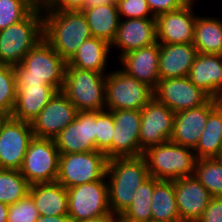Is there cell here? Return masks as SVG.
Instances as JSON below:
<instances>
[{
    "mask_svg": "<svg viewBox=\"0 0 222 222\" xmlns=\"http://www.w3.org/2000/svg\"><path fill=\"white\" fill-rule=\"evenodd\" d=\"M150 177L143 155L108 159L106 180L108 203L117 219L131 205L135 191Z\"/></svg>",
    "mask_w": 222,
    "mask_h": 222,
    "instance_id": "obj_1",
    "label": "cell"
},
{
    "mask_svg": "<svg viewBox=\"0 0 222 222\" xmlns=\"http://www.w3.org/2000/svg\"><path fill=\"white\" fill-rule=\"evenodd\" d=\"M67 62L42 38L14 66L16 86H53L62 91Z\"/></svg>",
    "mask_w": 222,
    "mask_h": 222,
    "instance_id": "obj_2",
    "label": "cell"
},
{
    "mask_svg": "<svg viewBox=\"0 0 222 222\" xmlns=\"http://www.w3.org/2000/svg\"><path fill=\"white\" fill-rule=\"evenodd\" d=\"M43 39L68 62L81 44L92 37L82 10L42 11Z\"/></svg>",
    "mask_w": 222,
    "mask_h": 222,
    "instance_id": "obj_3",
    "label": "cell"
},
{
    "mask_svg": "<svg viewBox=\"0 0 222 222\" xmlns=\"http://www.w3.org/2000/svg\"><path fill=\"white\" fill-rule=\"evenodd\" d=\"M43 38V12L37 5L23 20L0 30V63L19 65Z\"/></svg>",
    "mask_w": 222,
    "mask_h": 222,
    "instance_id": "obj_4",
    "label": "cell"
},
{
    "mask_svg": "<svg viewBox=\"0 0 222 222\" xmlns=\"http://www.w3.org/2000/svg\"><path fill=\"white\" fill-rule=\"evenodd\" d=\"M148 173L158 180H177L194 175L196 155L189 147L168 141L143 152Z\"/></svg>",
    "mask_w": 222,
    "mask_h": 222,
    "instance_id": "obj_5",
    "label": "cell"
},
{
    "mask_svg": "<svg viewBox=\"0 0 222 222\" xmlns=\"http://www.w3.org/2000/svg\"><path fill=\"white\" fill-rule=\"evenodd\" d=\"M62 92L78 111L104 110L106 75L96 71L66 67Z\"/></svg>",
    "mask_w": 222,
    "mask_h": 222,
    "instance_id": "obj_6",
    "label": "cell"
},
{
    "mask_svg": "<svg viewBox=\"0 0 222 222\" xmlns=\"http://www.w3.org/2000/svg\"><path fill=\"white\" fill-rule=\"evenodd\" d=\"M153 97L151 87L121 68L106 74V110H142Z\"/></svg>",
    "mask_w": 222,
    "mask_h": 222,
    "instance_id": "obj_7",
    "label": "cell"
},
{
    "mask_svg": "<svg viewBox=\"0 0 222 222\" xmlns=\"http://www.w3.org/2000/svg\"><path fill=\"white\" fill-rule=\"evenodd\" d=\"M59 157L54 139L33 137L19 171L30 185L55 182L59 173Z\"/></svg>",
    "mask_w": 222,
    "mask_h": 222,
    "instance_id": "obj_8",
    "label": "cell"
},
{
    "mask_svg": "<svg viewBox=\"0 0 222 222\" xmlns=\"http://www.w3.org/2000/svg\"><path fill=\"white\" fill-rule=\"evenodd\" d=\"M108 158L101 151L60 154L57 182L66 189L98 181L106 175Z\"/></svg>",
    "mask_w": 222,
    "mask_h": 222,
    "instance_id": "obj_9",
    "label": "cell"
},
{
    "mask_svg": "<svg viewBox=\"0 0 222 222\" xmlns=\"http://www.w3.org/2000/svg\"><path fill=\"white\" fill-rule=\"evenodd\" d=\"M67 192L68 215L73 222L112 215L108 203L106 175L98 181L68 188Z\"/></svg>",
    "mask_w": 222,
    "mask_h": 222,
    "instance_id": "obj_10",
    "label": "cell"
},
{
    "mask_svg": "<svg viewBox=\"0 0 222 222\" xmlns=\"http://www.w3.org/2000/svg\"><path fill=\"white\" fill-rule=\"evenodd\" d=\"M33 137L29 122L3 117L0 120V169L19 170Z\"/></svg>",
    "mask_w": 222,
    "mask_h": 222,
    "instance_id": "obj_11",
    "label": "cell"
},
{
    "mask_svg": "<svg viewBox=\"0 0 222 222\" xmlns=\"http://www.w3.org/2000/svg\"><path fill=\"white\" fill-rule=\"evenodd\" d=\"M154 98L174 113L200 107L211 99L188 76L160 79L154 89Z\"/></svg>",
    "mask_w": 222,
    "mask_h": 222,
    "instance_id": "obj_12",
    "label": "cell"
},
{
    "mask_svg": "<svg viewBox=\"0 0 222 222\" xmlns=\"http://www.w3.org/2000/svg\"><path fill=\"white\" fill-rule=\"evenodd\" d=\"M175 113L154 97L141 110L140 147L147 148L170 141Z\"/></svg>",
    "mask_w": 222,
    "mask_h": 222,
    "instance_id": "obj_13",
    "label": "cell"
},
{
    "mask_svg": "<svg viewBox=\"0 0 222 222\" xmlns=\"http://www.w3.org/2000/svg\"><path fill=\"white\" fill-rule=\"evenodd\" d=\"M78 110L62 91H58L30 123L37 138L54 139L75 118Z\"/></svg>",
    "mask_w": 222,
    "mask_h": 222,
    "instance_id": "obj_14",
    "label": "cell"
},
{
    "mask_svg": "<svg viewBox=\"0 0 222 222\" xmlns=\"http://www.w3.org/2000/svg\"><path fill=\"white\" fill-rule=\"evenodd\" d=\"M60 154L96 150V111H78L76 118L55 138Z\"/></svg>",
    "mask_w": 222,
    "mask_h": 222,
    "instance_id": "obj_15",
    "label": "cell"
},
{
    "mask_svg": "<svg viewBox=\"0 0 222 222\" xmlns=\"http://www.w3.org/2000/svg\"><path fill=\"white\" fill-rule=\"evenodd\" d=\"M194 3L156 17L157 42L160 44L193 43L195 22Z\"/></svg>",
    "mask_w": 222,
    "mask_h": 222,
    "instance_id": "obj_16",
    "label": "cell"
},
{
    "mask_svg": "<svg viewBox=\"0 0 222 222\" xmlns=\"http://www.w3.org/2000/svg\"><path fill=\"white\" fill-rule=\"evenodd\" d=\"M112 113V158L143 155L139 139L141 110H114Z\"/></svg>",
    "mask_w": 222,
    "mask_h": 222,
    "instance_id": "obj_17",
    "label": "cell"
},
{
    "mask_svg": "<svg viewBox=\"0 0 222 222\" xmlns=\"http://www.w3.org/2000/svg\"><path fill=\"white\" fill-rule=\"evenodd\" d=\"M157 43L156 18L120 19L119 27L111 49L120 50L118 57Z\"/></svg>",
    "mask_w": 222,
    "mask_h": 222,
    "instance_id": "obj_18",
    "label": "cell"
},
{
    "mask_svg": "<svg viewBox=\"0 0 222 222\" xmlns=\"http://www.w3.org/2000/svg\"><path fill=\"white\" fill-rule=\"evenodd\" d=\"M177 208L182 222H196L212 196L192 175L174 180Z\"/></svg>",
    "mask_w": 222,
    "mask_h": 222,
    "instance_id": "obj_19",
    "label": "cell"
},
{
    "mask_svg": "<svg viewBox=\"0 0 222 222\" xmlns=\"http://www.w3.org/2000/svg\"><path fill=\"white\" fill-rule=\"evenodd\" d=\"M159 55L160 43L157 42L126 53L118 59L124 72L154 90L160 80Z\"/></svg>",
    "mask_w": 222,
    "mask_h": 222,
    "instance_id": "obj_20",
    "label": "cell"
},
{
    "mask_svg": "<svg viewBox=\"0 0 222 222\" xmlns=\"http://www.w3.org/2000/svg\"><path fill=\"white\" fill-rule=\"evenodd\" d=\"M214 110L212 100L206 104L175 113L170 141L194 149L198 144L209 114Z\"/></svg>",
    "mask_w": 222,
    "mask_h": 222,
    "instance_id": "obj_21",
    "label": "cell"
},
{
    "mask_svg": "<svg viewBox=\"0 0 222 222\" xmlns=\"http://www.w3.org/2000/svg\"><path fill=\"white\" fill-rule=\"evenodd\" d=\"M197 54L193 43L160 44V79L188 76Z\"/></svg>",
    "mask_w": 222,
    "mask_h": 222,
    "instance_id": "obj_22",
    "label": "cell"
},
{
    "mask_svg": "<svg viewBox=\"0 0 222 222\" xmlns=\"http://www.w3.org/2000/svg\"><path fill=\"white\" fill-rule=\"evenodd\" d=\"M188 78L211 98L222 94V55L198 53Z\"/></svg>",
    "mask_w": 222,
    "mask_h": 222,
    "instance_id": "obj_23",
    "label": "cell"
},
{
    "mask_svg": "<svg viewBox=\"0 0 222 222\" xmlns=\"http://www.w3.org/2000/svg\"><path fill=\"white\" fill-rule=\"evenodd\" d=\"M58 91L53 86H17L12 118L31 123Z\"/></svg>",
    "mask_w": 222,
    "mask_h": 222,
    "instance_id": "obj_24",
    "label": "cell"
},
{
    "mask_svg": "<svg viewBox=\"0 0 222 222\" xmlns=\"http://www.w3.org/2000/svg\"><path fill=\"white\" fill-rule=\"evenodd\" d=\"M29 194L40 216L68 214V192L59 182L30 185Z\"/></svg>",
    "mask_w": 222,
    "mask_h": 222,
    "instance_id": "obj_25",
    "label": "cell"
},
{
    "mask_svg": "<svg viewBox=\"0 0 222 222\" xmlns=\"http://www.w3.org/2000/svg\"><path fill=\"white\" fill-rule=\"evenodd\" d=\"M82 12L87 19L92 37L112 44L120 22L117 4L108 2L96 6H86Z\"/></svg>",
    "mask_w": 222,
    "mask_h": 222,
    "instance_id": "obj_26",
    "label": "cell"
},
{
    "mask_svg": "<svg viewBox=\"0 0 222 222\" xmlns=\"http://www.w3.org/2000/svg\"><path fill=\"white\" fill-rule=\"evenodd\" d=\"M111 44L107 41L91 37L85 40L66 67H75L82 70H91L107 74L106 66L111 52ZM111 52V53H110Z\"/></svg>",
    "mask_w": 222,
    "mask_h": 222,
    "instance_id": "obj_27",
    "label": "cell"
},
{
    "mask_svg": "<svg viewBox=\"0 0 222 222\" xmlns=\"http://www.w3.org/2000/svg\"><path fill=\"white\" fill-rule=\"evenodd\" d=\"M193 45L197 53L222 55V19L215 16H197Z\"/></svg>",
    "mask_w": 222,
    "mask_h": 222,
    "instance_id": "obj_28",
    "label": "cell"
},
{
    "mask_svg": "<svg viewBox=\"0 0 222 222\" xmlns=\"http://www.w3.org/2000/svg\"><path fill=\"white\" fill-rule=\"evenodd\" d=\"M151 216L155 221H181L173 180H158L156 182L151 198Z\"/></svg>",
    "mask_w": 222,
    "mask_h": 222,
    "instance_id": "obj_29",
    "label": "cell"
},
{
    "mask_svg": "<svg viewBox=\"0 0 222 222\" xmlns=\"http://www.w3.org/2000/svg\"><path fill=\"white\" fill-rule=\"evenodd\" d=\"M197 159L216 158L222 150V121L213 110L206 121L198 144L193 149Z\"/></svg>",
    "mask_w": 222,
    "mask_h": 222,
    "instance_id": "obj_30",
    "label": "cell"
},
{
    "mask_svg": "<svg viewBox=\"0 0 222 222\" xmlns=\"http://www.w3.org/2000/svg\"><path fill=\"white\" fill-rule=\"evenodd\" d=\"M158 179L149 177L135 191L131 205L118 218V222H148L151 216V198Z\"/></svg>",
    "mask_w": 222,
    "mask_h": 222,
    "instance_id": "obj_31",
    "label": "cell"
},
{
    "mask_svg": "<svg viewBox=\"0 0 222 222\" xmlns=\"http://www.w3.org/2000/svg\"><path fill=\"white\" fill-rule=\"evenodd\" d=\"M30 184L19 170L0 169V202L12 205L29 193Z\"/></svg>",
    "mask_w": 222,
    "mask_h": 222,
    "instance_id": "obj_32",
    "label": "cell"
},
{
    "mask_svg": "<svg viewBox=\"0 0 222 222\" xmlns=\"http://www.w3.org/2000/svg\"><path fill=\"white\" fill-rule=\"evenodd\" d=\"M193 176L212 197H222V165L216 158L197 159Z\"/></svg>",
    "mask_w": 222,
    "mask_h": 222,
    "instance_id": "obj_33",
    "label": "cell"
},
{
    "mask_svg": "<svg viewBox=\"0 0 222 222\" xmlns=\"http://www.w3.org/2000/svg\"><path fill=\"white\" fill-rule=\"evenodd\" d=\"M17 99L14 66L0 63V116L11 117Z\"/></svg>",
    "mask_w": 222,
    "mask_h": 222,
    "instance_id": "obj_34",
    "label": "cell"
},
{
    "mask_svg": "<svg viewBox=\"0 0 222 222\" xmlns=\"http://www.w3.org/2000/svg\"><path fill=\"white\" fill-rule=\"evenodd\" d=\"M36 6L33 0H0V30L23 20Z\"/></svg>",
    "mask_w": 222,
    "mask_h": 222,
    "instance_id": "obj_35",
    "label": "cell"
},
{
    "mask_svg": "<svg viewBox=\"0 0 222 222\" xmlns=\"http://www.w3.org/2000/svg\"><path fill=\"white\" fill-rule=\"evenodd\" d=\"M114 132L113 113L110 110L96 111V151L112 158V139Z\"/></svg>",
    "mask_w": 222,
    "mask_h": 222,
    "instance_id": "obj_36",
    "label": "cell"
},
{
    "mask_svg": "<svg viewBox=\"0 0 222 222\" xmlns=\"http://www.w3.org/2000/svg\"><path fill=\"white\" fill-rule=\"evenodd\" d=\"M39 216L35 202L28 193L16 203L9 205L7 222H36Z\"/></svg>",
    "mask_w": 222,
    "mask_h": 222,
    "instance_id": "obj_37",
    "label": "cell"
},
{
    "mask_svg": "<svg viewBox=\"0 0 222 222\" xmlns=\"http://www.w3.org/2000/svg\"><path fill=\"white\" fill-rule=\"evenodd\" d=\"M116 4L120 19L156 18L146 0H119Z\"/></svg>",
    "mask_w": 222,
    "mask_h": 222,
    "instance_id": "obj_38",
    "label": "cell"
},
{
    "mask_svg": "<svg viewBox=\"0 0 222 222\" xmlns=\"http://www.w3.org/2000/svg\"><path fill=\"white\" fill-rule=\"evenodd\" d=\"M42 11H76L86 7V0H45Z\"/></svg>",
    "mask_w": 222,
    "mask_h": 222,
    "instance_id": "obj_39",
    "label": "cell"
},
{
    "mask_svg": "<svg viewBox=\"0 0 222 222\" xmlns=\"http://www.w3.org/2000/svg\"><path fill=\"white\" fill-rule=\"evenodd\" d=\"M152 14L158 15L178 10L189 3V0H146Z\"/></svg>",
    "mask_w": 222,
    "mask_h": 222,
    "instance_id": "obj_40",
    "label": "cell"
},
{
    "mask_svg": "<svg viewBox=\"0 0 222 222\" xmlns=\"http://www.w3.org/2000/svg\"><path fill=\"white\" fill-rule=\"evenodd\" d=\"M196 222H222V197H212Z\"/></svg>",
    "mask_w": 222,
    "mask_h": 222,
    "instance_id": "obj_41",
    "label": "cell"
},
{
    "mask_svg": "<svg viewBox=\"0 0 222 222\" xmlns=\"http://www.w3.org/2000/svg\"><path fill=\"white\" fill-rule=\"evenodd\" d=\"M36 222H73L70 216L58 215V216H39Z\"/></svg>",
    "mask_w": 222,
    "mask_h": 222,
    "instance_id": "obj_42",
    "label": "cell"
},
{
    "mask_svg": "<svg viewBox=\"0 0 222 222\" xmlns=\"http://www.w3.org/2000/svg\"><path fill=\"white\" fill-rule=\"evenodd\" d=\"M214 110L218 113L222 121V94L211 98Z\"/></svg>",
    "mask_w": 222,
    "mask_h": 222,
    "instance_id": "obj_43",
    "label": "cell"
},
{
    "mask_svg": "<svg viewBox=\"0 0 222 222\" xmlns=\"http://www.w3.org/2000/svg\"><path fill=\"white\" fill-rule=\"evenodd\" d=\"M79 222H118V219L113 215L101 216L93 219H87Z\"/></svg>",
    "mask_w": 222,
    "mask_h": 222,
    "instance_id": "obj_44",
    "label": "cell"
},
{
    "mask_svg": "<svg viewBox=\"0 0 222 222\" xmlns=\"http://www.w3.org/2000/svg\"><path fill=\"white\" fill-rule=\"evenodd\" d=\"M9 205L0 202V222H7Z\"/></svg>",
    "mask_w": 222,
    "mask_h": 222,
    "instance_id": "obj_45",
    "label": "cell"
},
{
    "mask_svg": "<svg viewBox=\"0 0 222 222\" xmlns=\"http://www.w3.org/2000/svg\"><path fill=\"white\" fill-rule=\"evenodd\" d=\"M108 2H113L112 0H86V6H96L100 4H105Z\"/></svg>",
    "mask_w": 222,
    "mask_h": 222,
    "instance_id": "obj_46",
    "label": "cell"
},
{
    "mask_svg": "<svg viewBox=\"0 0 222 222\" xmlns=\"http://www.w3.org/2000/svg\"><path fill=\"white\" fill-rule=\"evenodd\" d=\"M216 159L220 162V164L222 165V150L221 152L217 155Z\"/></svg>",
    "mask_w": 222,
    "mask_h": 222,
    "instance_id": "obj_47",
    "label": "cell"
},
{
    "mask_svg": "<svg viewBox=\"0 0 222 222\" xmlns=\"http://www.w3.org/2000/svg\"><path fill=\"white\" fill-rule=\"evenodd\" d=\"M37 5H41L45 0H33Z\"/></svg>",
    "mask_w": 222,
    "mask_h": 222,
    "instance_id": "obj_48",
    "label": "cell"
},
{
    "mask_svg": "<svg viewBox=\"0 0 222 222\" xmlns=\"http://www.w3.org/2000/svg\"><path fill=\"white\" fill-rule=\"evenodd\" d=\"M148 222H163V221H155V220H150ZM176 222H182V221H176Z\"/></svg>",
    "mask_w": 222,
    "mask_h": 222,
    "instance_id": "obj_49",
    "label": "cell"
},
{
    "mask_svg": "<svg viewBox=\"0 0 222 222\" xmlns=\"http://www.w3.org/2000/svg\"><path fill=\"white\" fill-rule=\"evenodd\" d=\"M197 0H189V2H193V3H195Z\"/></svg>",
    "mask_w": 222,
    "mask_h": 222,
    "instance_id": "obj_50",
    "label": "cell"
}]
</instances>
